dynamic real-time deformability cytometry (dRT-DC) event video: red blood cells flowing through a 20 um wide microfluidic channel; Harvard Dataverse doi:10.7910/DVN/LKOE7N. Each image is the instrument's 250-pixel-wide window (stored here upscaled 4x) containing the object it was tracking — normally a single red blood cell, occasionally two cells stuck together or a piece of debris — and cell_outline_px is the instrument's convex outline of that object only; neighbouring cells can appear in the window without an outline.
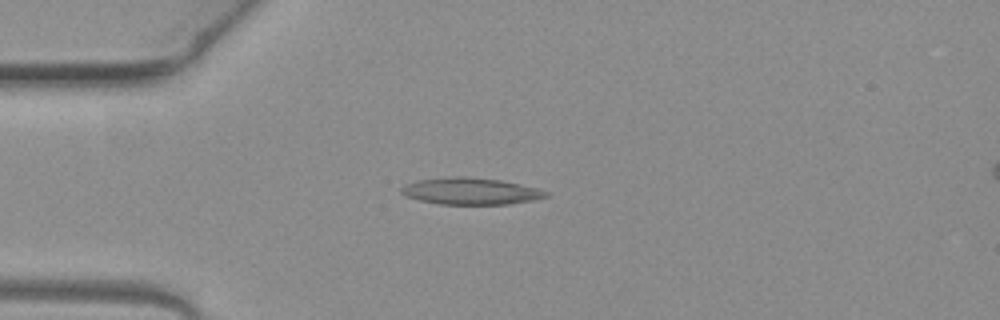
{"species": "common noctule bat (a hibernating species)", "species_latin": "Nyctalus noctula", "temperature_condition": "warm", "stored_images_in_passage": 4, "camera_frame_rate_fps": 3000, "um_per_image_px": 0.085, "animal": {"sex": "female", "body_mass_g": 19.3, "forearm_length_mm": 54.1}, "frame": {"image": 1, "passage_image": 3, "time_ms": 0.667, "image_size_px": [1000, 320], "cell_outline_px": [[552, 196], [512, 204], [440, 204], [420, 200], [404, 196], [400, 192], [400, 188], [404, 184], [416, 180], [448, 176], [464, 176], [500, 180], [536, 188], [548, 192]], "centroid_in_image_um": [39.97, 16.24], "position_along_channel_um": 45.0, "area_um2": 22.72}}